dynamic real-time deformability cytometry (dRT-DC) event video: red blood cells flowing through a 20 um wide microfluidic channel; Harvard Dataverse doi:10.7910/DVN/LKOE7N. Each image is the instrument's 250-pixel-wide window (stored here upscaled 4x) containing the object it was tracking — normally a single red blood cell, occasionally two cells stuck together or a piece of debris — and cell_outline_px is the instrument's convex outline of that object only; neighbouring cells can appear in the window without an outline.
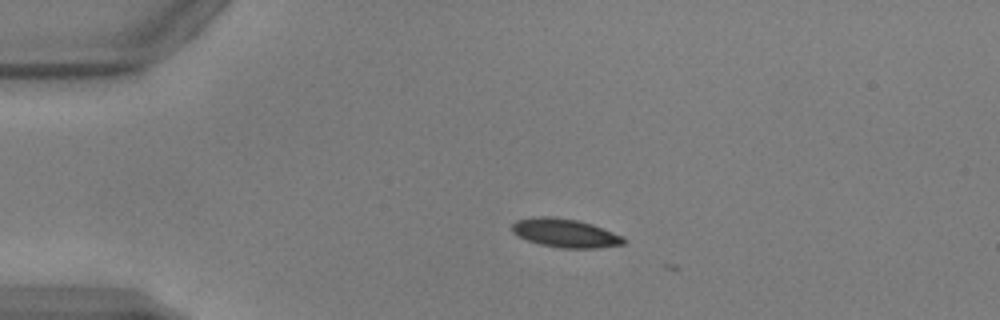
{"species": "common noctule bat (a hibernating species)", "species_latin": "Nyctalus noctula", "temperature_condition": "warm", "stored_images_in_passage": 4, "camera_frame_rate_fps": 3000, "um_per_image_px": 0.085, "animal": {"sex": "male", "body_mass_g": 17.9, "forearm_length_mm": 54.2}, "frame": {"image": 1, "passage_image": 1, "time_ms": 0.0, "image_size_px": [1000, 320], "cell_outline_px": [[624, 244], [596, 248], [560, 248], [540, 244], [528, 240], [512, 232], [512, 224], [516, 220], [532, 216], [552, 216], [576, 220], [592, 224], [624, 236]], "centroid_in_image_um": [48.03, 19.8], "position_along_channel_um": 37.0, "area_um2": 18.61}}